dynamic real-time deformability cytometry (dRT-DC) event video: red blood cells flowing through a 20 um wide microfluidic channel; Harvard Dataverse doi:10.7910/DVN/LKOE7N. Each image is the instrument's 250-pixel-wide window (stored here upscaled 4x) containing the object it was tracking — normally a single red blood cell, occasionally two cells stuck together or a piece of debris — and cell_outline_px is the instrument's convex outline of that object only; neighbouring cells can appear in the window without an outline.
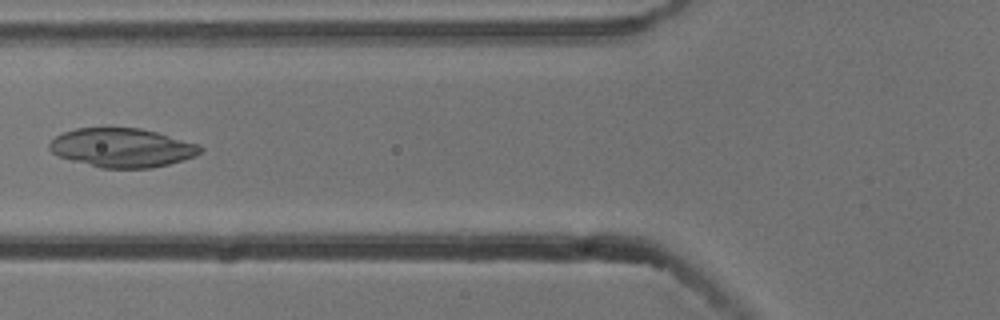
{"species": "common noctule bat (a hibernating species)", "species_latin": "Nyctalus noctula", "temperature_condition": "cold", "stored_images_in_passage": 6, "camera_frame_rate_fps": 3000, "um_per_image_px": 0.085, "animal": {"sex": "male", "body_mass_g": 13.3}, "frame": {"image": 1, "passage_image": 6, "time_ms": 1.667, "image_size_px": [1000, 320], "cell_outline_px": [[204, 148], [196, 156], [168, 164], [152, 168], [100, 168], [72, 160], [60, 156], [52, 152], [48, 148], [48, 144], [56, 136], [64, 132], [76, 128], [140, 128], [156, 132], [200, 144]], "centroid_in_image_um": [10.4, 12.56], "position_along_channel_um": 115.4, "area_um2": 34.16}}